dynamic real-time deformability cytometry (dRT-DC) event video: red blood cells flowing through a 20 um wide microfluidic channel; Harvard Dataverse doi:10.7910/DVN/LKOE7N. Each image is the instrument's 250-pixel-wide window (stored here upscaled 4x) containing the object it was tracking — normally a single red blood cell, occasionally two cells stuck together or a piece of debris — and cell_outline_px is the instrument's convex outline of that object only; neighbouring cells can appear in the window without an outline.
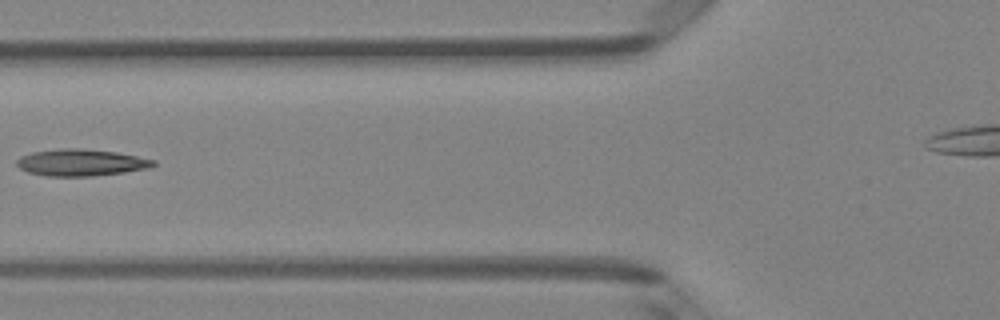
{"species": "Egyptian fruit bat (a non-hibernating species)", "species_latin": "Rousettus aegyptiacus", "temperature_condition": "room temperature", "stored_images_in_passage": 6, "camera_frame_rate_fps": 3000, "um_per_image_px": 0.085, "animal": {"sex": "female"}, "frame": {"image": 1, "passage_image": 6, "time_ms": 1.667, "image_size_px": [1000, 320], "cell_outline_px": [[156, 164], [152, 168], [124, 172], [92, 176], [48, 176], [28, 172], [20, 168], [16, 164], [16, 160], [20, 156], [32, 152], [64, 148], [80, 148], [116, 152], [156, 160]], "centroid_in_image_um": [6.9, 13.82], "position_along_channel_um": 118.9, "area_um2": 21.33}}